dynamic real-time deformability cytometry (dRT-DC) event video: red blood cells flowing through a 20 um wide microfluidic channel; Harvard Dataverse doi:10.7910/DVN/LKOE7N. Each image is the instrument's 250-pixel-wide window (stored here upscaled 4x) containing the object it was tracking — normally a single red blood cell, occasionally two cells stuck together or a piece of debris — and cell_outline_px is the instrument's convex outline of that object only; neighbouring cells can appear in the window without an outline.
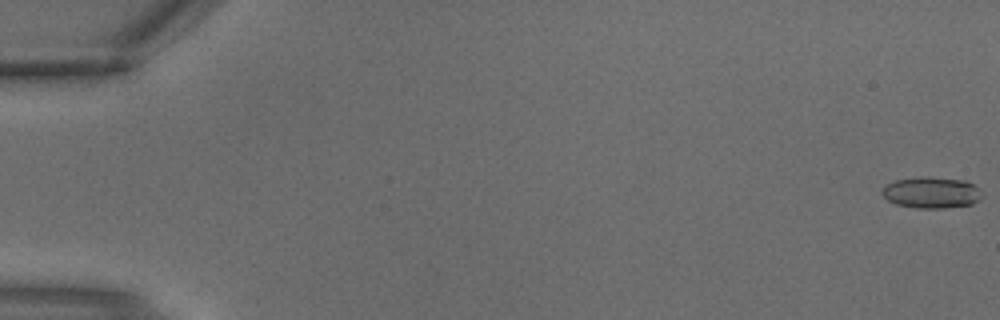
{"species": "common noctule bat (a hibernating species)", "species_latin": "Nyctalus noctula", "temperature_condition": "warm", "stored_images_in_passage": 4, "camera_frame_rate_fps": 3000, "um_per_image_px": 0.085, "animal": {"sex": "male", "body_mass_g": 18.8}, "frame": {"image": 1, "passage_image": 1, "time_ms": 0.0, "image_size_px": [1000, 320], "cell_outline_px": [[980, 200], [972, 204], [944, 208], [916, 208], [896, 204], [888, 200], [880, 192], [884, 184], [896, 180], [920, 176], [928, 176], [968, 180], [980, 188]], "centroid_in_image_um": [79.17, 16.35], "position_along_channel_um": 5.8, "area_um2": 18.55}}
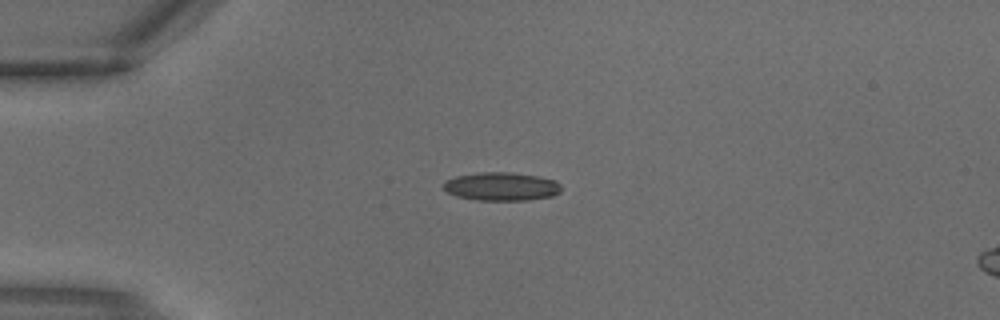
{"frame": {"image": 2, "passage_image": 3, "time_ms": 0.667, "image_size_px": [1000, 320], "cell_outline_px": [[560, 192], [552, 196], [528, 200], [476, 200], [456, 196], [448, 192], [444, 188], [444, 180], [456, 176], [480, 172], [512, 172], [536, 176], [556, 180], [560, 184]], "centroid_in_image_um": [42.62, 15.85], "position_along_channel_um": 42.4, "area_um2": 19.48}}